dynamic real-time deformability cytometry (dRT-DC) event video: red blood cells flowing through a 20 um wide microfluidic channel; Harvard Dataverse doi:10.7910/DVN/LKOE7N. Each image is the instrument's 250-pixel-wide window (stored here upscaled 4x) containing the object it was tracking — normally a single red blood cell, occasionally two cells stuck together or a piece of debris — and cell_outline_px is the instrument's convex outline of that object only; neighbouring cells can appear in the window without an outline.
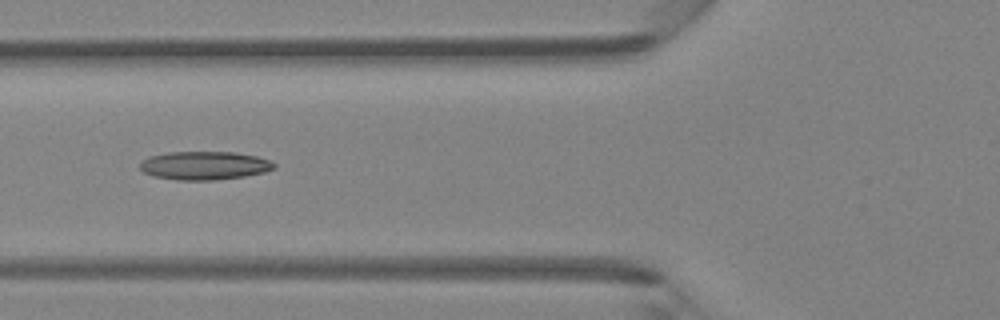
{"species": "Egyptian fruit bat (a non-hibernating species)", "species_latin": "Rousettus aegyptiacus", "temperature_condition": "room temperature", "stored_images_in_passage": 6, "camera_frame_rate_fps": 3000, "um_per_image_px": 0.085, "animal": {"sex": "female"}, "frame": {"image": 1, "passage_image": 6, "time_ms": 5.667, "image_size_px": [1000, 320], "cell_outline_px": [[276, 168], [264, 172], [244, 176], [216, 180], [176, 180], [152, 176], [144, 172], [140, 168], [140, 164], [148, 156], [168, 152], [236, 152], [256, 156], [268, 160], [276, 164]], "centroid_in_image_um": [17.37, 14.07], "position_along_channel_um": 108.4, "area_um2": 22.25}}